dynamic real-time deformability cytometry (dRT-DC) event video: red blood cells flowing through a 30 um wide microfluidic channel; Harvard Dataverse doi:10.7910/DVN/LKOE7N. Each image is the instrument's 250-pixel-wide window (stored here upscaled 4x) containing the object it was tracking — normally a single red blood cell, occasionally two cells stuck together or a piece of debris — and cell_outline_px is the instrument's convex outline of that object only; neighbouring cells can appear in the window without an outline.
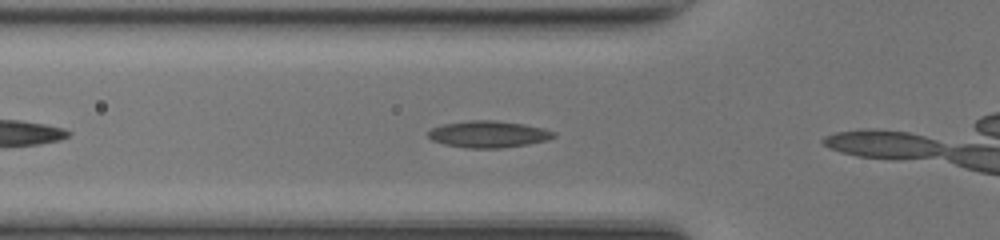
{"species": "common noctule bat (a hibernating species)", "species_latin": "Nyctalus noctula", "temperature_condition": "room temperature", "stored_images_in_passage": 5, "camera_frame_rate_fps": 3000, "um_per_image_px": 0.085, "animal": {"sex": "female", "body_mass_g": 17.0, "forearm_length_mm": 48.0}, "frame": {"image": 1, "passage_image": 4, "time_ms": 1.0, "image_size_px": [1000, 240], "cell_outline_px": [[556, 136], [548, 140], [528, 144], [500, 148], [468, 148], [444, 144], [432, 140], [428, 136], [428, 132], [432, 128], [444, 124], [468, 120], [496, 120], [524, 124], [544, 128], [556, 132]], "centroid_in_image_um": [41.55, 11.4], "position_along_channel_um": 84.3, "area_um2": 19.59}}